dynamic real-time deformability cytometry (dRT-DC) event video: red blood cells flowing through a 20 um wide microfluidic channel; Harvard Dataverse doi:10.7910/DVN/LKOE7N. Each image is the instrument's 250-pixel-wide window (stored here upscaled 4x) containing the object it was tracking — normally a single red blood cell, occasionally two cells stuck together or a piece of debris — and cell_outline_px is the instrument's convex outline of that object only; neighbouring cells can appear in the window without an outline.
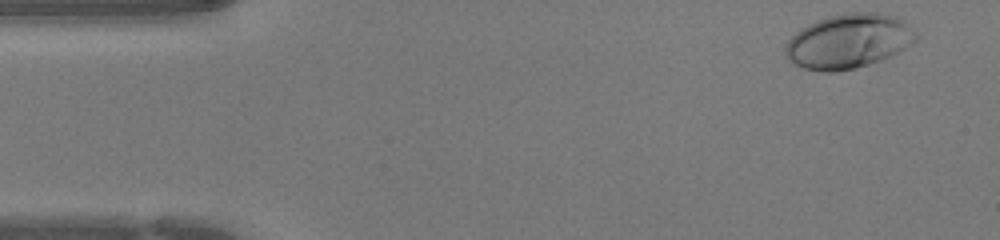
{"species": "human", "species_latin": "Homo sapiens", "temperature_condition": "warm", "stored_images_in_passage": 42, "camera_frame_rate_fps": 3000, "um_per_image_px": 0.085, "donor": {"sex": "female"}, "frame": {"image": 1, "passage_image": 1, "time_ms": 0.0, "image_size_px": [1000, 240], "cell_outline_px": [[916, 40], [892, 56], [856, 68], [836, 72], [820, 72], [804, 68], [792, 64], [784, 56], [784, 48], [788, 40], [800, 28], [816, 20], [828, 16], [848, 12], [880, 12], [904, 20], [916, 32]], "centroid_in_image_um": [72.08, 3.51], "position_along_channel_um": 12.9, "area_um2": 41.79}}
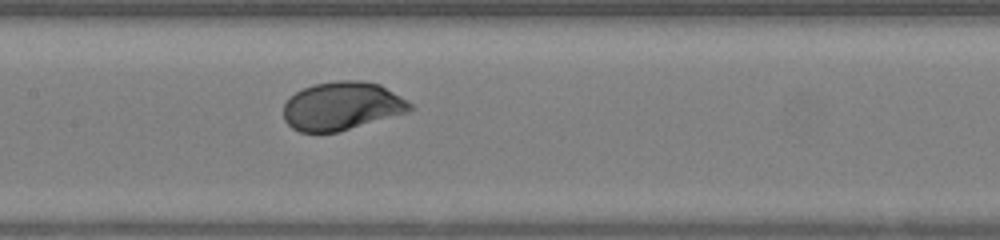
{"frame": {"image": 2, "passage_image": 19, "time_ms": 6.0, "image_size_px": [1000, 240], "cell_outline_px": [[412, 108], [408, 112], [336, 132], [300, 132], [292, 128], [284, 120], [284, 104], [296, 92], [304, 88], [316, 84], [336, 80], [360, 80], [380, 84], [412, 104]], "centroid_in_image_um": [29.05, 9.01], "position_along_channel_um": 178.4, "area_um2": 35.2}}
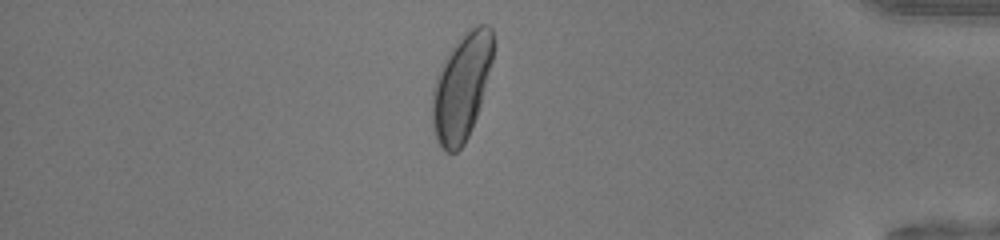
{"frame": {"image": 3, "passage_image": 36, "time_ms": 11.667, "image_size_px": [1000, 240], "cell_outline_px": [[496, 44], [492, 60], [480, 104], [472, 128], [464, 144], [456, 152], [444, 152], [440, 148], [436, 140], [432, 128], [432, 88], [436, 76], [448, 52], [456, 40], [464, 32], [476, 24], [488, 24], [492, 28], [496, 40]], "centroid_in_image_um": [39.23, 7.35], "position_along_channel_um": 396.0, "area_um2": 38.38}}